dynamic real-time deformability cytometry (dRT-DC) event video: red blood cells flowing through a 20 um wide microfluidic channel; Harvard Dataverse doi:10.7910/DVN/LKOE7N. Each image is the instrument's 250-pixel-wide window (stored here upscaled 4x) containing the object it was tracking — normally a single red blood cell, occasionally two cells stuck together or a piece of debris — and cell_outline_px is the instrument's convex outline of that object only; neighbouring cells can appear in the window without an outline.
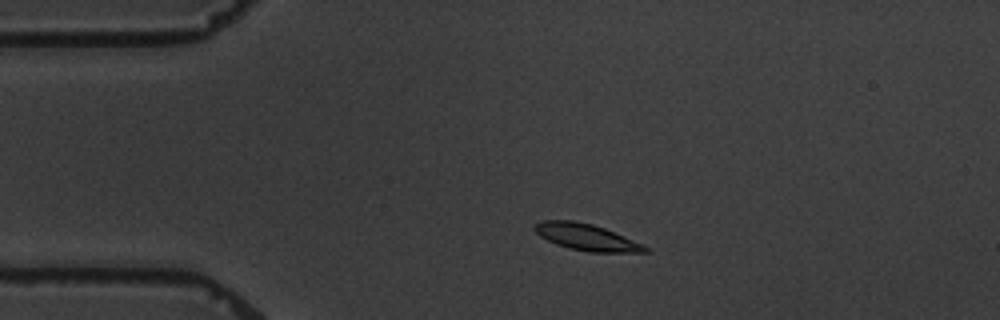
{"species": "common noctule bat (a hibernating species)", "species_latin": "Nyctalus noctula", "temperature_condition": "warm", "stored_images_in_passage": 8, "camera_frame_rate_fps": 3000, "um_per_image_px": 0.085, "animal": {"sex": "male", "body_mass_g": 19.5, "forearm_length_mm": 54.6}, "frame": {"image": 1, "passage_image": 3, "time_ms": 2.333, "image_size_px": [1000, 320], "cell_outline_px": [[652, 252], [588, 252], [568, 248], [556, 244], [540, 236], [532, 228], [532, 224], [544, 220], [572, 220], [592, 224], [604, 228], [632, 240], [648, 248]], "centroid_in_image_um": [49.78, 20.15], "position_along_channel_um": 35.2, "area_um2": 16.94}}
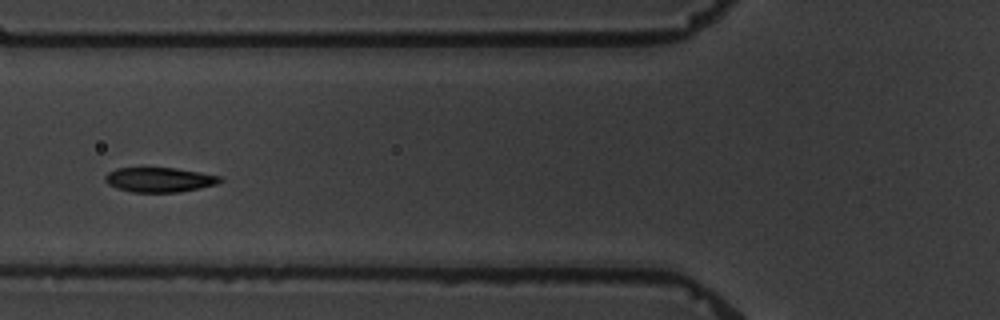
{"frame": {"image": 2, "passage_image": 6, "time_ms": 5.667, "image_size_px": [1000, 320], "cell_outline_px": [[224, 180], [216, 184], [200, 188], [180, 192], [132, 192], [116, 188], [108, 184], [104, 180], [104, 176], [108, 172], [116, 168], [176, 168], [200, 172], [220, 176]], "centroid_in_image_um": [13.54, 15.28], "position_along_channel_um": 112.3, "area_um2": 16.59}}
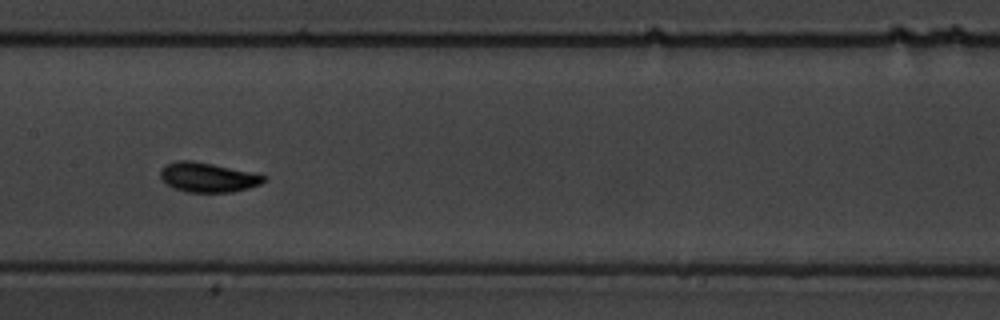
{"frame": {"image": 3, "passage_image": 8, "time_ms": 8.0, "image_size_px": [1000, 320], "cell_outline_px": [[268, 176], [260, 184], [248, 188], [232, 192], [188, 192], [172, 188], [160, 176], [160, 172], [168, 164], [176, 160], [192, 160], [260, 172]], "centroid_in_image_um": [17.75, 15.06], "position_along_channel_um": 189.6, "area_um2": 18.09}}